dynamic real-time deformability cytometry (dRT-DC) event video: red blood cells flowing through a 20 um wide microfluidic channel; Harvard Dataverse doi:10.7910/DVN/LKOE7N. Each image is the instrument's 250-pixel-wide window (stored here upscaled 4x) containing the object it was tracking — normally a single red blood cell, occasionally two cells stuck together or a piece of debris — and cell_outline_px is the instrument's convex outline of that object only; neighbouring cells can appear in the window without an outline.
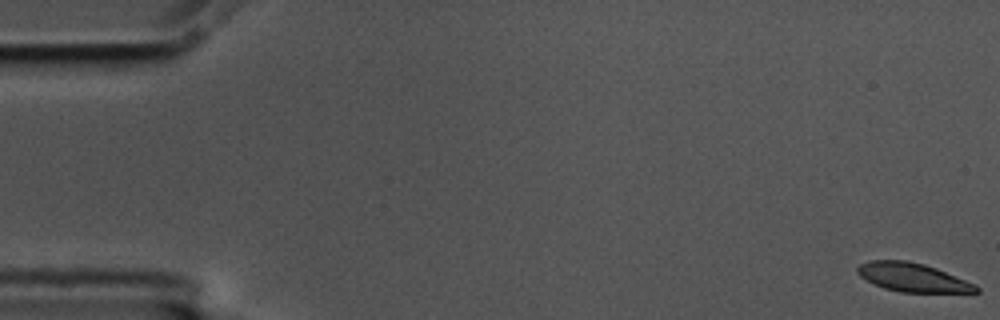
{"species": "common noctule bat (a hibernating species)", "species_latin": "Nyctalus noctula", "temperature_condition": "cold", "stored_images_in_passage": 5, "segment_of_instrument_passage": [2, 2], "camera_frame_rate_fps": 3000, "um_per_image_px": 0.085, "animal": {"sex": "male", "body_mass_g": 17.5, "forearm_length_mm": 52.3}, "frame": {"image": 1, "passage_image": 5, "time_ms": 1.333, "image_size_px": [1000, 320], "cell_outline_px": [[980, 292], [900, 292], [884, 288], [860, 276], [856, 272], [856, 268], [860, 264], [868, 260], [904, 260], [924, 264], [936, 268], [976, 284], [980, 288]], "centroid_in_image_um": [77.58, 23.57], "position_along_channel_um": 7.4, "area_um2": 19.71}}